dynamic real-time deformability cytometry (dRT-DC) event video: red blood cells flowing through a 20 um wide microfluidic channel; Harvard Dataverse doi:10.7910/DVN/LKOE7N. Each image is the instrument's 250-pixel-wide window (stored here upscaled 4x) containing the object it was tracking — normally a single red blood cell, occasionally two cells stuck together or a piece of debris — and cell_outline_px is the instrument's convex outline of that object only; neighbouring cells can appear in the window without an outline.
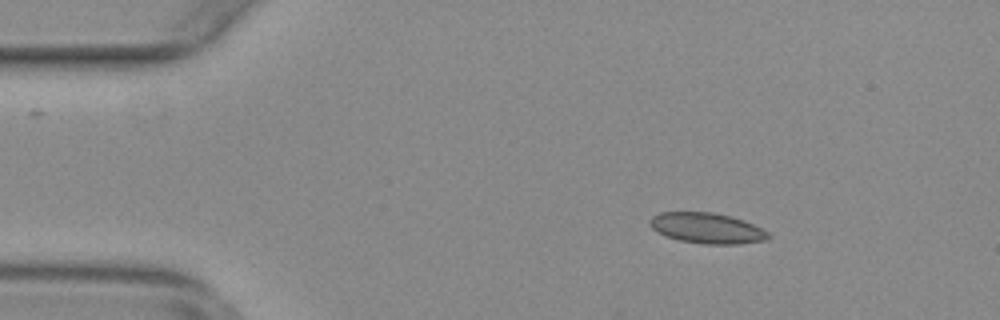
{"species": "common noctule bat (a hibernating species)", "species_latin": "Nyctalus noctula", "temperature_condition": "warm", "stored_images_in_passage": 55, "camera_frame_rate_fps": 3000, "um_per_image_px": 0.085, "animal": {"sex": "female", "body_mass_g": 29.2, "forearm_length_mm": 56.3}, "frame": {"image": 1, "passage_image": 9, "time_ms": 2.667, "image_size_px": [1000, 320], "cell_outline_px": [[772, 236], [768, 240], [740, 244], [704, 244], [680, 240], [656, 232], [648, 224], [648, 220], [652, 216], [660, 212], [712, 212], [732, 216], [744, 220], [768, 232]], "centroid_in_image_um": [60.09, 19.39], "position_along_channel_um": 24.9, "area_um2": 21.27}}
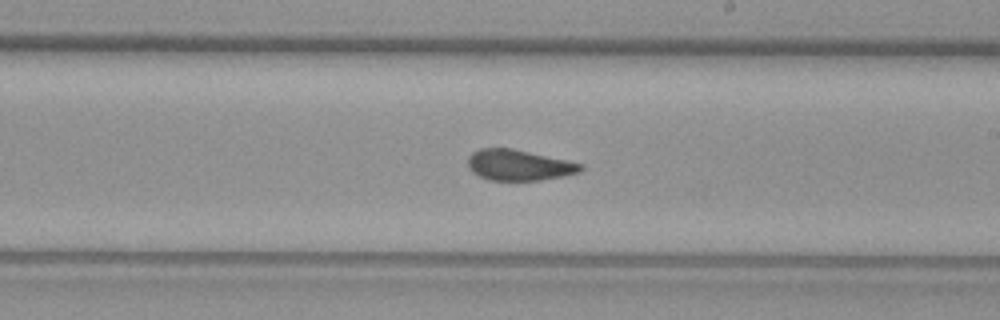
{"frame": {"image": 2, "passage_image": 32, "time_ms": 10.333, "image_size_px": [1000, 320], "cell_outline_px": [[584, 168], [580, 172], [564, 176], [540, 180], [488, 180], [472, 172], [468, 168], [468, 156], [472, 152], [480, 148], [512, 148], [568, 160], [584, 164]], "centroid_in_image_um": [44.11, 14.03], "position_along_channel_um": 244.9, "area_um2": 20.4}}
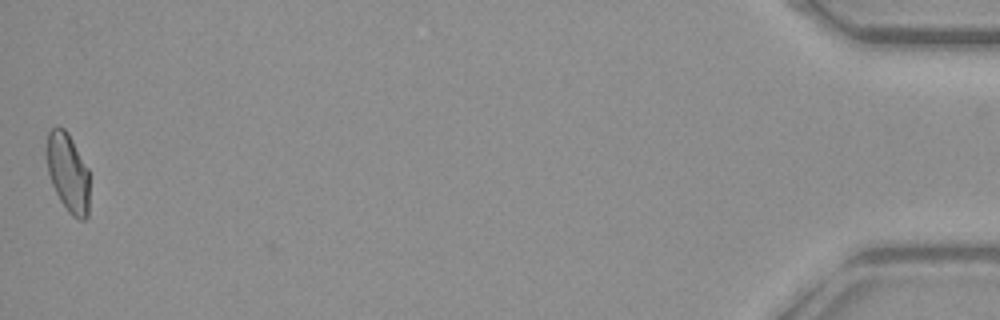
{"frame": {"image": 3, "passage_image": 55, "time_ms": 18.0, "image_size_px": [1000, 320], "cell_outline_px": [[88, 216], [84, 220], [80, 220], [72, 216], [68, 212], [60, 200], [52, 184], [48, 172], [48, 132], [52, 128], [64, 128], [68, 132], [88, 168]], "centroid_in_image_um": [5.8, 14.71], "position_along_channel_um": 429.4, "area_um2": 19.31}, "authors_computed_cell_mechanics": {"area_um2": 20.9236, "velocity_mm_per_s": 3.7535, "shape_relaxation_time_tau1_ms": null, "shape_relaxation_time_tau2_ms": 1.2689, "deformation_change_tau1": null, "deformation_change_tau2": 0.0589}}